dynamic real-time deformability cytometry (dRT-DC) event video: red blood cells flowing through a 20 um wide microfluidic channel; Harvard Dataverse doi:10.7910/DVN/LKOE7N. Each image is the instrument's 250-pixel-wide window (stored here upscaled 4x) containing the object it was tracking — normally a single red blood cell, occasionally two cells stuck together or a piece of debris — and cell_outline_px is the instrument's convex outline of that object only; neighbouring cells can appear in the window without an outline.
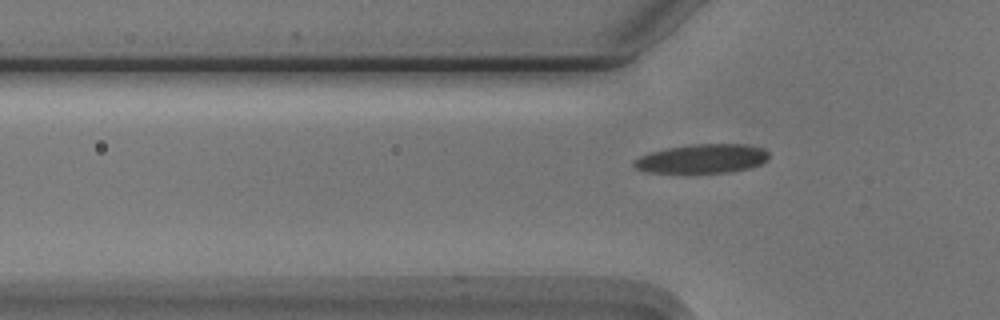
{"species": "Egyptian fruit bat (a non-hibernating species)", "species_latin": "Rousettus aegyptiacus", "temperature_condition": "cold", "stored_images_in_passage": 4, "camera_frame_rate_fps": 3000, "um_per_image_px": 0.085, "animal": {"sex": "male"}, "frame": {"image": 1, "passage_image": 4, "time_ms": 1.0, "image_size_px": [1000, 320], "cell_outline_px": [[768, 160], [760, 164], [748, 168], [728, 172], [648, 172], [636, 168], [632, 164], [632, 160], [640, 156], [652, 152], [668, 148], [688, 144], [748, 144], [764, 148], [768, 152]], "centroid_in_image_um": [59.7, 13.47], "position_along_channel_um": 66.1, "area_um2": 22.72}}